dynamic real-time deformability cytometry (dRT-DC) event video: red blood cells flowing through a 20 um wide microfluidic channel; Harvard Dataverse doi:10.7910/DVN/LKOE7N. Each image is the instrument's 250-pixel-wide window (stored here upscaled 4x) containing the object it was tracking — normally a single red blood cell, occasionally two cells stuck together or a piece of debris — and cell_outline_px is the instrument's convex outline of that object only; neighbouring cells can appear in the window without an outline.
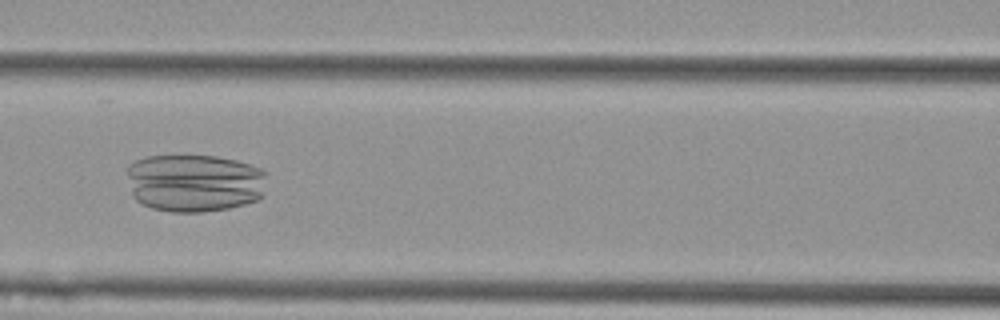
{"species": "Egyptian fruit bat (a non-hibernating species)", "species_latin": "Rousettus aegyptiacus", "temperature_condition": "cold", "stored_images_in_passage": 6, "camera_frame_rate_fps": 3000, "um_per_image_px": 0.085, "animal": {"sex": "female"}, "frame": {"image": 1, "passage_image": 4, "time_ms": 1.0, "image_size_px": [1000, 320], "cell_outline_px": [[268, 172], [264, 196], [260, 200], [228, 208], [200, 212], [172, 212], [152, 208], [136, 200], [132, 196], [128, 176], [128, 164], [136, 160], [148, 156], [216, 156], [236, 160], [260, 168]], "centroid_in_image_um": [16.58, 15.55], "position_along_channel_um": 150.0, "area_um2": 47.8}}
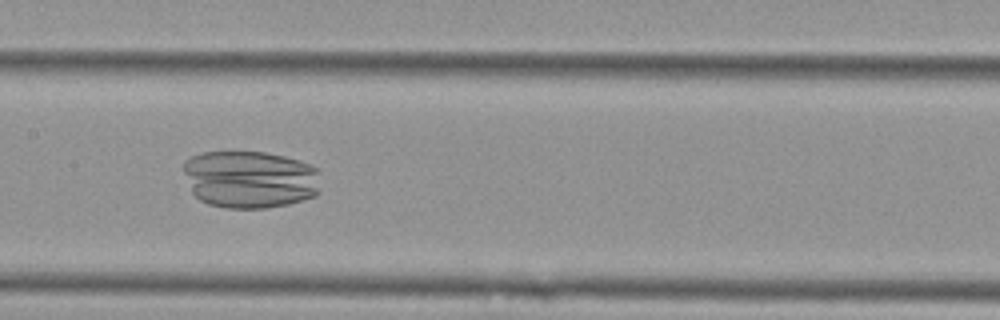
{"frame": {"image": 2, "passage_image": 5, "time_ms": 1.333, "image_size_px": [1000, 320], "cell_outline_px": [[320, 192], [316, 196], [304, 200], [288, 204], [264, 208], [224, 208], [208, 204], [200, 200], [192, 192], [184, 172], [184, 160], [192, 156], [204, 152], [264, 152], [284, 156], [312, 164], [320, 168]], "centroid_in_image_um": [21.31, 15.25], "position_along_channel_um": 186.1, "area_um2": 46.7}}
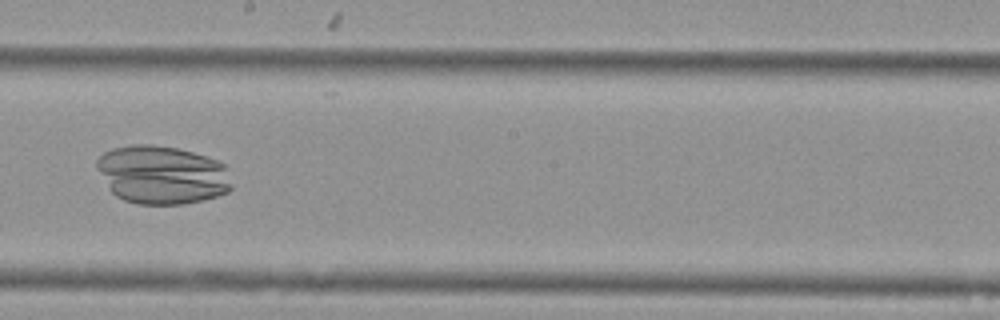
{"frame": {"image": 3, "passage_image": 6, "time_ms": 1.667, "image_size_px": [1000, 320], "cell_outline_px": [[232, 188], [228, 192], [204, 200], [184, 204], [140, 204], [124, 200], [116, 196], [108, 188], [96, 168], [96, 160], [104, 152], [112, 148], [132, 144], [152, 144], [176, 148], [192, 152], [216, 160], [224, 164], [232, 184]], "centroid_in_image_um": [13.75, 14.86], "position_along_channel_um": 234.5, "area_um2": 46.12}}